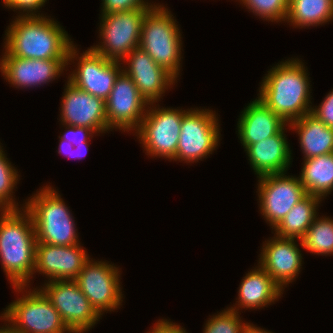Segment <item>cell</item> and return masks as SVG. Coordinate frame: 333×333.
I'll use <instances>...</instances> for the list:
<instances>
[{
	"label": "cell",
	"instance_id": "1",
	"mask_svg": "<svg viewBox=\"0 0 333 333\" xmlns=\"http://www.w3.org/2000/svg\"><path fill=\"white\" fill-rule=\"evenodd\" d=\"M277 64L263 78L257 98L290 124L311 112L310 78L298 58Z\"/></svg>",
	"mask_w": 333,
	"mask_h": 333
},
{
	"label": "cell",
	"instance_id": "2",
	"mask_svg": "<svg viewBox=\"0 0 333 333\" xmlns=\"http://www.w3.org/2000/svg\"><path fill=\"white\" fill-rule=\"evenodd\" d=\"M40 15H18L5 33V50L25 59H68L74 44L65 29L53 18Z\"/></svg>",
	"mask_w": 333,
	"mask_h": 333
},
{
	"label": "cell",
	"instance_id": "3",
	"mask_svg": "<svg viewBox=\"0 0 333 333\" xmlns=\"http://www.w3.org/2000/svg\"><path fill=\"white\" fill-rule=\"evenodd\" d=\"M36 244L35 226L24 207L0 212V260L12 286H29L34 274Z\"/></svg>",
	"mask_w": 333,
	"mask_h": 333
},
{
	"label": "cell",
	"instance_id": "4",
	"mask_svg": "<svg viewBox=\"0 0 333 333\" xmlns=\"http://www.w3.org/2000/svg\"><path fill=\"white\" fill-rule=\"evenodd\" d=\"M23 205L32 217L38 243L57 246L80 244L71 211L52 186L39 189Z\"/></svg>",
	"mask_w": 333,
	"mask_h": 333
},
{
	"label": "cell",
	"instance_id": "5",
	"mask_svg": "<svg viewBox=\"0 0 333 333\" xmlns=\"http://www.w3.org/2000/svg\"><path fill=\"white\" fill-rule=\"evenodd\" d=\"M176 19L163 5L154 4L144 16L139 47L175 79L180 74L182 37Z\"/></svg>",
	"mask_w": 333,
	"mask_h": 333
},
{
	"label": "cell",
	"instance_id": "6",
	"mask_svg": "<svg viewBox=\"0 0 333 333\" xmlns=\"http://www.w3.org/2000/svg\"><path fill=\"white\" fill-rule=\"evenodd\" d=\"M13 288L23 295L4 309L0 319L7 321L15 333H72L40 289Z\"/></svg>",
	"mask_w": 333,
	"mask_h": 333
},
{
	"label": "cell",
	"instance_id": "7",
	"mask_svg": "<svg viewBox=\"0 0 333 333\" xmlns=\"http://www.w3.org/2000/svg\"><path fill=\"white\" fill-rule=\"evenodd\" d=\"M154 104H148L145 116L135 133L142 148L146 150V155L168 158L171 161L176 156L181 121L188 109L159 108V105L157 108Z\"/></svg>",
	"mask_w": 333,
	"mask_h": 333
},
{
	"label": "cell",
	"instance_id": "8",
	"mask_svg": "<svg viewBox=\"0 0 333 333\" xmlns=\"http://www.w3.org/2000/svg\"><path fill=\"white\" fill-rule=\"evenodd\" d=\"M149 10L133 9L100 15L99 38L103 42L90 48L106 59L121 62L139 47L142 21Z\"/></svg>",
	"mask_w": 333,
	"mask_h": 333
},
{
	"label": "cell",
	"instance_id": "9",
	"mask_svg": "<svg viewBox=\"0 0 333 333\" xmlns=\"http://www.w3.org/2000/svg\"><path fill=\"white\" fill-rule=\"evenodd\" d=\"M217 117L209 109H188L181 121L176 156L172 160L193 163L212 154L221 135Z\"/></svg>",
	"mask_w": 333,
	"mask_h": 333
},
{
	"label": "cell",
	"instance_id": "10",
	"mask_svg": "<svg viewBox=\"0 0 333 333\" xmlns=\"http://www.w3.org/2000/svg\"><path fill=\"white\" fill-rule=\"evenodd\" d=\"M75 47L73 44L68 51L67 65L70 61L73 63L74 60L79 61L76 63V69L68 75V81L78 89L106 100L118 75L123 71L121 67L123 63L106 59L91 48L81 53L79 57Z\"/></svg>",
	"mask_w": 333,
	"mask_h": 333
},
{
	"label": "cell",
	"instance_id": "11",
	"mask_svg": "<svg viewBox=\"0 0 333 333\" xmlns=\"http://www.w3.org/2000/svg\"><path fill=\"white\" fill-rule=\"evenodd\" d=\"M43 286L39 289L51 301L72 333H84L100 320L101 316L74 280H52Z\"/></svg>",
	"mask_w": 333,
	"mask_h": 333
},
{
	"label": "cell",
	"instance_id": "12",
	"mask_svg": "<svg viewBox=\"0 0 333 333\" xmlns=\"http://www.w3.org/2000/svg\"><path fill=\"white\" fill-rule=\"evenodd\" d=\"M119 268L106 261L89 260L74 279L91 306L101 316L114 311L122 303Z\"/></svg>",
	"mask_w": 333,
	"mask_h": 333
},
{
	"label": "cell",
	"instance_id": "13",
	"mask_svg": "<svg viewBox=\"0 0 333 333\" xmlns=\"http://www.w3.org/2000/svg\"><path fill=\"white\" fill-rule=\"evenodd\" d=\"M285 174L286 172L258 177L260 213L272 226V230L307 195L299 177Z\"/></svg>",
	"mask_w": 333,
	"mask_h": 333
},
{
	"label": "cell",
	"instance_id": "14",
	"mask_svg": "<svg viewBox=\"0 0 333 333\" xmlns=\"http://www.w3.org/2000/svg\"><path fill=\"white\" fill-rule=\"evenodd\" d=\"M148 104L133 80L122 71L105 100L108 127L111 131L113 128L124 132L136 130L145 116Z\"/></svg>",
	"mask_w": 333,
	"mask_h": 333
},
{
	"label": "cell",
	"instance_id": "15",
	"mask_svg": "<svg viewBox=\"0 0 333 333\" xmlns=\"http://www.w3.org/2000/svg\"><path fill=\"white\" fill-rule=\"evenodd\" d=\"M66 83L60 107L61 124L90 128L95 133L108 132L105 100L78 89L68 80Z\"/></svg>",
	"mask_w": 333,
	"mask_h": 333
},
{
	"label": "cell",
	"instance_id": "16",
	"mask_svg": "<svg viewBox=\"0 0 333 333\" xmlns=\"http://www.w3.org/2000/svg\"><path fill=\"white\" fill-rule=\"evenodd\" d=\"M0 59V72L15 88L48 84L66 70L67 59H25L11 56L6 50Z\"/></svg>",
	"mask_w": 333,
	"mask_h": 333
},
{
	"label": "cell",
	"instance_id": "17",
	"mask_svg": "<svg viewBox=\"0 0 333 333\" xmlns=\"http://www.w3.org/2000/svg\"><path fill=\"white\" fill-rule=\"evenodd\" d=\"M90 259L80 244L57 246L37 242L34 274L43 273L48 281L74 280Z\"/></svg>",
	"mask_w": 333,
	"mask_h": 333
},
{
	"label": "cell",
	"instance_id": "18",
	"mask_svg": "<svg viewBox=\"0 0 333 333\" xmlns=\"http://www.w3.org/2000/svg\"><path fill=\"white\" fill-rule=\"evenodd\" d=\"M121 62L127 63L123 71L133 80L140 95L147 103L160 101L161 96L177 80L163 67L159 66L140 47L131 51Z\"/></svg>",
	"mask_w": 333,
	"mask_h": 333
},
{
	"label": "cell",
	"instance_id": "19",
	"mask_svg": "<svg viewBox=\"0 0 333 333\" xmlns=\"http://www.w3.org/2000/svg\"><path fill=\"white\" fill-rule=\"evenodd\" d=\"M296 240L275 235L262 245L258 264L283 291L297 278L302 268V253Z\"/></svg>",
	"mask_w": 333,
	"mask_h": 333
},
{
	"label": "cell",
	"instance_id": "20",
	"mask_svg": "<svg viewBox=\"0 0 333 333\" xmlns=\"http://www.w3.org/2000/svg\"><path fill=\"white\" fill-rule=\"evenodd\" d=\"M286 124L276 135L249 145L245 151L257 177L283 173L291 164V150L284 131Z\"/></svg>",
	"mask_w": 333,
	"mask_h": 333
},
{
	"label": "cell",
	"instance_id": "21",
	"mask_svg": "<svg viewBox=\"0 0 333 333\" xmlns=\"http://www.w3.org/2000/svg\"><path fill=\"white\" fill-rule=\"evenodd\" d=\"M287 123L256 98L241 112L238 123V138L246 149L249 145L276 135Z\"/></svg>",
	"mask_w": 333,
	"mask_h": 333
},
{
	"label": "cell",
	"instance_id": "22",
	"mask_svg": "<svg viewBox=\"0 0 333 333\" xmlns=\"http://www.w3.org/2000/svg\"><path fill=\"white\" fill-rule=\"evenodd\" d=\"M243 278L238 290V301L233 307H229L231 310L238 312L240 308L262 309L274 303L283 294L280 286L259 264Z\"/></svg>",
	"mask_w": 333,
	"mask_h": 333
},
{
	"label": "cell",
	"instance_id": "23",
	"mask_svg": "<svg viewBox=\"0 0 333 333\" xmlns=\"http://www.w3.org/2000/svg\"><path fill=\"white\" fill-rule=\"evenodd\" d=\"M288 125L298 133L304 159L333 153V128L326 126L311 112Z\"/></svg>",
	"mask_w": 333,
	"mask_h": 333
},
{
	"label": "cell",
	"instance_id": "24",
	"mask_svg": "<svg viewBox=\"0 0 333 333\" xmlns=\"http://www.w3.org/2000/svg\"><path fill=\"white\" fill-rule=\"evenodd\" d=\"M322 200L320 197L307 194L277 224L274 235L280 238L302 240L318 215L317 207Z\"/></svg>",
	"mask_w": 333,
	"mask_h": 333
},
{
	"label": "cell",
	"instance_id": "25",
	"mask_svg": "<svg viewBox=\"0 0 333 333\" xmlns=\"http://www.w3.org/2000/svg\"><path fill=\"white\" fill-rule=\"evenodd\" d=\"M303 160L299 178L305 192L324 199L333 191V153Z\"/></svg>",
	"mask_w": 333,
	"mask_h": 333
},
{
	"label": "cell",
	"instance_id": "26",
	"mask_svg": "<svg viewBox=\"0 0 333 333\" xmlns=\"http://www.w3.org/2000/svg\"><path fill=\"white\" fill-rule=\"evenodd\" d=\"M333 20V0H289L285 22L293 28L322 25Z\"/></svg>",
	"mask_w": 333,
	"mask_h": 333
},
{
	"label": "cell",
	"instance_id": "27",
	"mask_svg": "<svg viewBox=\"0 0 333 333\" xmlns=\"http://www.w3.org/2000/svg\"><path fill=\"white\" fill-rule=\"evenodd\" d=\"M300 246L312 254L333 255V219L317 215L300 240Z\"/></svg>",
	"mask_w": 333,
	"mask_h": 333
},
{
	"label": "cell",
	"instance_id": "28",
	"mask_svg": "<svg viewBox=\"0 0 333 333\" xmlns=\"http://www.w3.org/2000/svg\"><path fill=\"white\" fill-rule=\"evenodd\" d=\"M5 155V151L2 150L0 152V205L5 210L22 209V207H18V203L13 198V190L20 175Z\"/></svg>",
	"mask_w": 333,
	"mask_h": 333
},
{
	"label": "cell",
	"instance_id": "29",
	"mask_svg": "<svg viewBox=\"0 0 333 333\" xmlns=\"http://www.w3.org/2000/svg\"><path fill=\"white\" fill-rule=\"evenodd\" d=\"M250 12L263 20L271 22L285 21L289 0H239Z\"/></svg>",
	"mask_w": 333,
	"mask_h": 333
},
{
	"label": "cell",
	"instance_id": "30",
	"mask_svg": "<svg viewBox=\"0 0 333 333\" xmlns=\"http://www.w3.org/2000/svg\"><path fill=\"white\" fill-rule=\"evenodd\" d=\"M245 324L239 312L227 307L207 320L203 333H243Z\"/></svg>",
	"mask_w": 333,
	"mask_h": 333
},
{
	"label": "cell",
	"instance_id": "31",
	"mask_svg": "<svg viewBox=\"0 0 333 333\" xmlns=\"http://www.w3.org/2000/svg\"><path fill=\"white\" fill-rule=\"evenodd\" d=\"M154 4L145 0H102L101 15L133 9H152Z\"/></svg>",
	"mask_w": 333,
	"mask_h": 333
},
{
	"label": "cell",
	"instance_id": "32",
	"mask_svg": "<svg viewBox=\"0 0 333 333\" xmlns=\"http://www.w3.org/2000/svg\"><path fill=\"white\" fill-rule=\"evenodd\" d=\"M5 7L10 8L13 11L20 10L19 15H37L40 10L45 5L47 0H2ZM15 9V10H14ZM26 12V13H24Z\"/></svg>",
	"mask_w": 333,
	"mask_h": 333
},
{
	"label": "cell",
	"instance_id": "33",
	"mask_svg": "<svg viewBox=\"0 0 333 333\" xmlns=\"http://www.w3.org/2000/svg\"><path fill=\"white\" fill-rule=\"evenodd\" d=\"M66 126V131L63 133V136H60L62 139H65L67 142L71 143L74 147H77L83 142H88V139H92L93 134H96L92 129L80 127V126Z\"/></svg>",
	"mask_w": 333,
	"mask_h": 333
},
{
	"label": "cell",
	"instance_id": "34",
	"mask_svg": "<svg viewBox=\"0 0 333 333\" xmlns=\"http://www.w3.org/2000/svg\"><path fill=\"white\" fill-rule=\"evenodd\" d=\"M311 113L326 126L333 128V89L325 96L319 106L312 107Z\"/></svg>",
	"mask_w": 333,
	"mask_h": 333
},
{
	"label": "cell",
	"instance_id": "35",
	"mask_svg": "<svg viewBox=\"0 0 333 333\" xmlns=\"http://www.w3.org/2000/svg\"><path fill=\"white\" fill-rule=\"evenodd\" d=\"M147 333H188L182 326L169 320L161 319L154 324L152 330Z\"/></svg>",
	"mask_w": 333,
	"mask_h": 333
},
{
	"label": "cell",
	"instance_id": "36",
	"mask_svg": "<svg viewBox=\"0 0 333 333\" xmlns=\"http://www.w3.org/2000/svg\"><path fill=\"white\" fill-rule=\"evenodd\" d=\"M89 146L90 145H89L88 142H83V143L79 144L77 147H74L73 150H72V158L82 159V157L84 155H86V153L89 149L88 148ZM75 151H76V153H75Z\"/></svg>",
	"mask_w": 333,
	"mask_h": 333
},
{
	"label": "cell",
	"instance_id": "37",
	"mask_svg": "<svg viewBox=\"0 0 333 333\" xmlns=\"http://www.w3.org/2000/svg\"><path fill=\"white\" fill-rule=\"evenodd\" d=\"M59 139L60 143H59L58 153L61 154V152L63 151L66 157L72 156V150L74 146L71 143L67 142L65 139H62L60 136Z\"/></svg>",
	"mask_w": 333,
	"mask_h": 333
},
{
	"label": "cell",
	"instance_id": "38",
	"mask_svg": "<svg viewBox=\"0 0 333 333\" xmlns=\"http://www.w3.org/2000/svg\"><path fill=\"white\" fill-rule=\"evenodd\" d=\"M243 333H273L272 331L264 330V328L256 327L251 323H246L243 329Z\"/></svg>",
	"mask_w": 333,
	"mask_h": 333
},
{
	"label": "cell",
	"instance_id": "39",
	"mask_svg": "<svg viewBox=\"0 0 333 333\" xmlns=\"http://www.w3.org/2000/svg\"><path fill=\"white\" fill-rule=\"evenodd\" d=\"M0 333H15L10 324L0 327Z\"/></svg>",
	"mask_w": 333,
	"mask_h": 333
},
{
	"label": "cell",
	"instance_id": "40",
	"mask_svg": "<svg viewBox=\"0 0 333 333\" xmlns=\"http://www.w3.org/2000/svg\"><path fill=\"white\" fill-rule=\"evenodd\" d=\"M5 209L0 205V212H3Z\"/></svg>",
	"mask_w": 333,
	"mask_h": 333
}]
</instances>
